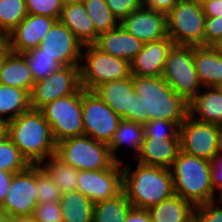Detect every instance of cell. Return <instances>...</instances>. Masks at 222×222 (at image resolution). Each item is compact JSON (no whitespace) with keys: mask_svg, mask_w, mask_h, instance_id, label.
<instances>
[{"mask_svg":"<svg viewBox=\"0 0 222 222\" xmlns=\"http://www.w3.org/2000/svg\"><path fill=\"white\" fill-rule=\"evenodd\" d=\"M134 86L133 113L130 121L145 124L162 119L183 122L188 115V103L160 77L132 75Z\"/></svg>","mask_w":222,"mask_h":222,"instance_id":"6da1fadb","label":"cell"},{"mask_svg":"<svg viewBox=\"0 0 222 222\" xmlns=\"http://www.w3.org/2000/svg\"><path fill=\"white\" fill-rule=\"evenodd\" d=\"M8 137L30 165H40L56 151L51 126L38 109L30 108L9 121Z\"/></svg>","mask_w":222,"mask_h":222,"instance_id":"7a4b0ae2","label":"cell"},{"mask_svg":"<svg viewBox=\"0 0 222 222\" xmlns=\"http://www.w3.org/2000/svg\"><path fill=\"white\" fill-rule=\"evenodd\" d=\"M122 171V191L135 208L148 210L175 194L169 168L137 163L134 171L128 164Z\"/></svg>","mask_w":222,"mask_h":222,"instance_id":"3957f363","label":"cell"},{"mask_svg":"<svg viewBox=\"0 0 222 222\" xmlns=\"http://www.w3.org/2000/svg\"><path fill=\"white\" fill-rule=\"evenodd\" d=\"M169 169L175 194L194 207L215 201L211 161L180 151Z\"/></svg>","mask_w":222,"mask_h":222,"instance_id":"277c9868","label":"cell"},{"mask_svg":"<svg viewBox=\"0 0 222 222\" xmlns=\"http://www.w3.org/2000/svg\"><path fill=\"white\" fill-rule=\"evenodd\" d=\"M55 155L64 163L81 170L110 168L114 160L108 144L86 136H75L56 144Z\"/></svg>","mask_w":222,"mask_h":222,"instance_id":"5b68a950","label":"cell"},{"mask_svg":"<svg viewBox=\"0 0 222 222\" xmlns=\"http://www.w3.org/2000/svg\"><path fill=\"white\" fill-rule=\"evenodd\" d=\"M80 63L81 86L94 91L99 85L131 76L130 62L104 53L93 44L83 45ZM85 53V54H84ZM86 61V62H85Z\"/></svg>","mask_w":222,"mask_h":222,"instance_id":"8992f818","label":"cell"},{"mask_svg":"<svg viewBox=\"0 0 222 222\" xmlns=\"http://www.w3.org/2000/svg\"><path fill=\"white\" fill-rule=\"evenodd\" d=\"M161 77L189 104L203 88L194 65V46L173 45Z\"/></svg>","mask_w":222,"mask_h":222,"instance_id":"52a82bcc","label":"cell"},{"mask_svg":"<svg viewBox=\"0 0 222 222\" xmlns=\"http://www.w3.org/2000/svg\"><path fill=\"white\" fill-rule=\"evenodd\" d=\"M205 18L202 4L178 0L167 14V33L174 45L204 46Z\"/></svg>","mask_w":222,"mask_h":222,"instance_id":"ba28073f","label":"cell"},{"mask_svg":"<svg viewBox=\"0 0 222 222\" xmlns=\"http://www.w3.org/2000/svg\"><path fill=\"white\" fill-rule=\"evenodd\" d=\"M40 110L51 126L56 143L84 135L82 88L76 93L46 104Z\"/></svg>","mask_w":222,"mask_h":222,"instance_id":"9c48e42d","label":"cell"},{"mask_svg":"<svg viewBox=\"0 0 222 222\" xmlns=\"http://www.w3.org/2000/svg\"><path fill=\"white\" fill-rule=\"evenodd\" d=\"M82 112L84 135L109 145L122 118L94 91L83 88Z\"/></svg>","mask_w":222,"mask_h":222,"instance_id":"30bf717a","label":"cell"},{"mask_svg":"<svg viewBox=\"0 0 222 222\" xmlns=\"http://www.w3.org/2000/svg\"><path fill=\"white\" fill-rule=\"evenodd\" d=\"M82 88L80 65L61 66L44 80L34 83L30 91V107L40 110L58 98L78 92Z\"/></svg>","mask_w":222,"mask_h":222,"instance_id":"8fae6325","label":"cell"},{"mask_svg":"<svg viewBox=\"0 0 222 222\" xmlns=\"http://www.w3.org/2000/svg\"><path fill=\"white\" fill-rule=\"evenodd\" d=\"M181 151L211 161L220 152L219 125L201 122L189 114L180 125Z\"/></svg>","mask_w":222,"mask_h":222,"instance_id":"7c38bea8","label":"cell"},{"mask_svg":"<svg viewBox=\"0 0 222 222\" xmlns=\"http://www.w3.org/2000/svg\"><path fill=\"white\" fill-rule=\"evenodd\" d=\"M36 165L14 173L1 210L8 218L30 216L38 205Z\"/></svg>","mask_w":222,"mask_h":222,"instance_id":"4fadbf2b","label":"cell"},{"mask_svg":"<svg viewBox=\"0 0 222 222\" xmlns=\"http://www.w3.org/2000/svg\"><path fill=\"white\" fill-rule=\"evenodd\" d=\"M122 163L103 170L78 171L77 190L94 203L114 198L122 192Z\"/></svg>","mask_w":222,"mask_h":222,"instance_id":"5bb4252c","label":"cell"},{"mask_svg":"<svg viewBox=\"0 0 222 222\" xmlns=\"http://www.w3.org/2000/svg\"><path fill=\"white\" fill-rule=\"evenodd\" d=\"M83 44L59 20L39 44L41 54L54 58L61 66L80 65Z\"/></svg>","mask_w":222,"mask_h":222,"instance_id":"9a60e30c","label":"cell"},{"mask_svg":"<svg viewBox=\"0 0 222 222\" xmlns=\"http://www.w3.org/2000/svg\"><path fill=\"white\" fill-rule=\"evenodd\" d=\"M123 28L142 42H152L168 37L167 14L140 7L124 18Z\"/></svg>","mask_w":222,"mask_h":222,"instance_id":"2e32d148","label":"cell"},{"mask_svg":"<svg viewBox=\"0 0 222 222\" xmlns=\"http://www.w3.org/2000/svg\"><path fill=\"white\" fill-rule=\"evenodd\" d=\"M57 20L49 16L30 15L8 35V48L15 53H25L37 48L45 34Z\"/></svg>","mask_w":222,"mask_h":222,"instance_id":"e0dca14e","label":"cell"},{"mask_svg":"<svg viewBox=\"0 0 222 222\" xmlns=\"http://www.w3.org/2000/svg\"><path fill=\"white\" fill-rule=\"evenodd\" d=\"M173 45L169 37L144 43L142 50L130 62L131 75L160 77Z\"/></svg>","mask_w":222,"mask_h":222,"instance_id":"ac0fdd59","label":"cell"},{"mask_svg":"<svg viewBox=\"0 0 222 222\" xmlns=\"http://www.w3.org/2000/svg\"><path fill=\"white\" fill-rule=\"evenodd\" d=\"M94 92L122 119L130 121L133 113L134 86L132 75L128 78L105 82Z\"/></svg>","mask_w":222,"mask_h":222,"instance_id":"d6986e66","label":"cell"},{"mask_svg":"<svg viewBox=\"0 0 222 222\" xmlns=\"http://www.w3.org/2000/svg\"><path fill=\"white\" fill-rule=\"evenodd\" d=\"M93 45L104 53L129 62L142 50L144 42L127 32L121 24L100 33Z\"/></svg>","mask_w":222,"mask_h":222,"instance_id":"ffe728a7","label":"cell"},{"mask_svg":"<svg viewBox=\"0 0 222 222\" xmlns=\"http://www.w3.org/2000/svg\"><path fill=\"white\" fill-rule=\"evenodd\" d=\"M180 151V138H144L136 158L142 165L170 168Z\"/></svg>","mask_w":222,"mask_h":222,"instance_id":"44dd1931","label":"cell"},{"mask_svg":"<svg viewBox=\"0 0 222 222\" xmlns=\"http://www.w3.org/2000/svg\"><path fill=\"white\" fill-rule=\"evenodd\" d=\"M59 21L64 24L75 37L83 44H93L98 36L92 21L82 2L74 1L63 3Z\"/></svg>","mask_w":222,"mask_h":222,"instance_id":"7402d4cb","label":"cell"},{"mask_svg":"<svg viewBox=\"0 0 222 222\" xmlns=\"http://www.w3.org/2000/svg\"><path fill=\"white\" fill-rule=\"evenodd\" d=\"M202 89L203 92L189 102L188 114L201 122L222 125V90L219 87ZM195 115H199V119Z\"/></svg>","mask_w":222,"mask_h":222,"instance_id":"603a6c76","label":"cell"},{"mask_svg":"<svg viewBox=\"0 0 222 222\" xmlns=\"http://www.w3.org/2000/svg\"><path fill=\"white\" fill-rule=\"evenodd\" d=\"M194 65L202 87L222 85V56L211 46H194Z\"/></svg>","mask_w":222,"mask_h":222,"instance_id":"cb8c5ba5","label":"cell"},{"mask_svg":"<svg viewBox=\"0 0 222 222\" xmlns=\"http://www.w3.org/2000/svg\"><path fill=\"white\" fill-rule=\"evenodd\" d=\"M34 83L24 53L12 52L7 47V58L0 74V84L18 87L30 93Z\"/></svg>","mask_w":222,"mask_h":222,"instance_id":"d4e9b609","label":"cell"},{"mask_svg":"<svg viewBox=\"0 0 222 222\" xmlns=\"http://www.w3.org/2000/svg\"><path fill=\"white\" fill-rule=\"evenodd\" d=\"M194 206L177 194L148 209L152 222H193Z\"/></svg>","mask_w":222,"mask_h":222,"instance_id":"484cf974","label":"cell"},{"mask_svg":"<svg viewBox=\"0 0 222 222\" xmlns=\"http://www.w3.org/2000/svg\"><path fill=\"white\" fill-rule=\"evenodd\" d=\"M63 222H92L94 202L78 190L61 195Z\"/></svg>","mask_w":222,"mask_h":222,"instance_id":"4316f807","label":"cell"},{"mask_svg":"<svg viewBox=\"0 0 222 222\" xmlns=\"http://www.w3.org/2000/svg\"><path fill=\"white\" fill-rule=\"evenodd\" d=\"M144 140L143 124L122 119L118 124V128L114 133L113 139L109 144L110 152L114 160L122 163L120 158H117L116 151L118 148L128 143L129 147L134 150L136 158L141 150L142 142Z\"/></svg>","mask_w":222,"mask_h":222,"instance_id":"83f0119b","label":"cell"},{"mask_svg":"<svg viewBox=\"0 0 222 222\" xmlns=\"http://www.w3.org/2000/svg\"><path fill=\"white\" fill-rule=\"evenodd\" d=\"M30 108L27 90L0 84V118L11 121Z\"/></svg>","mask_w":222,"mask_h":222,"instance_id":"f1b7e54d","label":"cell"},{"mask_svg":"<svg viewBox=\"0 0 222 222\" xmlns=\"http://www.w3.org/2000/svg\"><path fill=\"white\" fill-rule=\"evenodd\" d=\"M132 207L122 191L114 198L94 203L92 222H125Z\"/></svg>","mask_w":222,"mask_h":222,"instance_id":"f546056e","label":"cell"},{"mask_svg":"<svg viewBox=\"0 0 222 222\" xmlns=\"http://www.w3.org/2000/svg\"><path fill=\"white\" fill-rule=\"evenodd\" d=\"M49 159V160H48ZM42 162L40 166L48 173L60 193L77 190L78 171L69 164L61 161L55 154ZM45 163V165L43 164Z\"/></svg>","mask_w":222,"mask_h":222,"instance_id":"4dcf8cb0","label":"cell"},{"mask_svg":"<svg viewBox=\"0 0 222 222\" xmlns=\"http://www.w3.org/2000/svg\"><path fill=\"white\" fill-rule=\"evenodd\" d=\"M94 30L100 34L113 30L120 22L113 15L105 0H82Z\"/></svg>","mask_w":222,"mask_h":222,"instance_id":"1f68e13d","label":"cell"},{"mask_svg":"<svg viewBox=\"0 0 222 222\" xmlns=\"http://www.w3.org/2000/svg\"><path fill=\"white\" fill-rule=\"evenodd\" d=\"M26 16L25 0H0V32L9 35Z\"/></svg>","mask_w":222,"mask_h":222,"instance_id":"d6a6232c","label":"cell"},{"mask_svg":"<svg viewBox=\"0 0 222 222\" xmlns=\"http://www.w3.org/2000/svg\"><path fill=\"white\" fill-rule=\"evenodd\" d=\"M24 55L35 82L46 79L61 67L54 58L41 54V49L38 47L26 51Z\"/></svg>","mask_w":222,"mask_h":222,"instance_id":"836d02e7","label":"cell"},{"mask_svg":"<svg viewBox=\"0 0 222 222\" xmlns=\"http://www.w3.org/2000/svg\"><path fill=\"white\" fill-rule=\"evenodd\" d=\"M29 165L9 137L0 142V170L18 173Z\"/></svg>","mask_w":222,"mask_h":222,"instance_id":"e575fe53","label":"cell"},{"mask_svg":"<svg viewBox=\"0 0 222 222\" xmlns=\"http://www.w3.org/2000/svg\"><path fill=\"white\" fill-rule=\"evenodd\" d=\"M36 185L38 203L60 202L62 194L59 188L40 165H36Z\"/></svg>","mask_w":222,"mask_h":222,"instance_id":"d590c367","label":"cell"},{"mask_svg":"<svg viewBox=\"0 0 222 222\" xmlns=\"http://www.w3.org/2000/svg\"><path fill=\"white\" fill-rule=\"evenodd\" d=\"M183 122H171L154 119L143 124L144 138H180V125Z\"/></svg>","mask_w":222,"mask_h":222,"instance_id":"8d00e7d4","label":"cell"},{"mask_svg":"<svg viewBox=\"0 0 222 222\" xmlns=\"http://www.w3.org/2000/svg\"><path fill=\"white\" fill-rule=\"evenodd\" d=\"M27 14L49 16L57 21L63 8L61 0H25Z\"/></svg>","mask_w":222,"mask_h":222,"instance_id":"74e56055","label":"cell"},{"mask_svg":"<svg viewBox=\"0 0 222 222\" xmlns=\"http://www.w3.org/2000/svg\"><path fill=\"white\" fill-rule=\"evenodd\" d=\"M61 207L59 202L38 203L32 216L36 222H63Z\"/></svg>","mask_w":222,"mask_h":222,"instance_id":"f35d334b","label":"cell"},{"mask_svg":"<svg viewBox=\"0 0 222 222\" xmlns=\"http://www.w3.org/2000/svg\"><path fill=\"white\" fill-rule=\"evenodd\" d=\"M193 222H222V206L216 200L194 208Z\"/></svg>","mask_w":222,"mask_h":222,"instance_id":"ab89813d","label":"cell"},{"mask_svg":"<svg viewBox=\"0 0 222 222\" xmlns=\"http://www.w3.org/2000/svg\"><path fill=\"white\" fill-rule=\"evenodd\" d=\"M105 2L119 22L141 7V0H105Z\"/></svg>","mask_w":222,"mask_h":222,"instance_id":"60d3db41","label":"cell"},{"mask_svg":"<svg viewBox=\"0 0 222 222\" xmlns=\"http://www.w3.org/2000/svg\"><path fill=\"white\" fill-rule=\"evenodd\" d=\"M222 38V15L206 17L204 26V46H211Z\"/></svg>","mask_w":222,"mask_h":222,"instance_id":"b9f144b4","label":"cell"},{"mask_svg":"<svg viewBox=\"0 0 222 222\" xmlns=\"http://www.w3.org/2000/svg\"><path fill=\"white\" fill-rule=\"evenodd\" d=\"M212 185L214 191L222 193V152H219L212 160Z\"/></svg>","mask_w":222,"mask_h":222,"instance_id":"7bdbcfd3","label":"cell"},{"mask_svg":"<svg viewBox=\"0 0 222 222\" xmlns=\"http://www.w3.org/2000/svg\"><path fill=\"white\" fill-rule=\"evenodd\" d=\"M178 0H141V7L168 14Z\"/></svg>","mask_w":222,"mask_h":222,"instance_id":"ee69618b","label":"cell"},{"mask_svg":"<svg viewBox=\"0 0 222 222\" xmlns=\"http://www.w3.org/2000/svg\"><path fill=\"white\" fill-rule=\"evenodd\" d=\"M202 8L206 17H219L222 15V0H206Z\"/></svg>","mask_w":222,"mask_h":222,"instance_id":"f6af8a7d","label":"cell"},{"mask_svg":"<svg viewBox=\"0 0 222 222\" xmlns=\"http://www.w3.org/2000/svg\"><path fill=\"white\" fill-rule=\"evenodd\" d=\"M125 222H152V220L148 210L132 207Z\"/></svg>","mask_w":222,"mask_h":222,"instance_id":"bcb514c9","label":"cell"},{"mask_svg":"<svg viewBox=\"0 0 222 222\" xmlns=\"http://www.w3.org/2000/svg\"><path fill=\"white\" fill-rule=\"evenodd\" d=\"M14 173L0 170V205L4 202Z\"/></svg>","mask_w":222,"mask_h":222,"instance_id":"7dc6e473","label":"cell"},{"mask_svg":"<svg viewBox=\"0 0 222 222\" xmlns=\"http://www.w3.org/2000/svg\"><path fill=\"white\" fill-rule=\"evenodd\" d=\"M9 134V121L0 118V142L5 140Z\"/></svg>","mask_w":222,"mask_h":222,"instance_id":"c3c4849f","label":"cell"},{"mask_svg":"<svg viewBox=\"0 0 222 222\" xmlns=\"http://www.w3.org/2000/svg\"><path fill=\"white\" fill-rule=\"evenodd\" d=\"M10 222H36L32 215L30 216H18L10 218Z\"/></svg>","mask_w":222,"mask_h":222,"instance_id":"681fc988","label":"cell"},{"mask_svg":"<svg viewBox=\"0 0 222 222\" xmlns=\"http://www.w3.org/2000/svg\"><path fill=\"white\" fill-rule=\"evenodd\" d=\"M8 47V35L0 32V54Z\"/></svg>","mask_w":222,"mask_h":222,"instance_id":"f907efd6","label":"cell"},{"mask_svg":"<svg viewBox=\"0 0 222 222\" xmlns=\"http://www.w3.org/2000/svg\"><path fill=\"white\" fill-rule=\"evenodd\" d=\"M211 47L222 56V38L218 39L215 43L211 45Z\"/></svg>","mask_w":222,"mask_h":222,"instance_id":"816d5d0a","label":"cell"},{"mask_svg":"<svg viewBox=\"0 0 222 222\" xmlns=\"http://www.w3.org/2000/svg\"><path fill=\"white\" fill-rule=\"evenodd\" d=\"M7 58V48L0 54V74Z\"/></svg>","mask_w":222,"mask_h":222,"instance_id":"f5cc1de1","label":"cell"},{"mask_svg":"<svg viewBox=\"0 0 222 222\" xmlns=\"http://www.w3.org/2000/svg\"><path fill=\"white\" fill-rule=\"evenodd\" d=\"M219 149L222 152V125H219Z\"/></svg>","mask_w":222,"mask_h":222,"instance_id":"db71d44e","label":"cell"},{"mask_svg":"<svg viewBox=\"0 0 222 222\" xmlns=\"http://www.w3.org/2000/svg\"><path fill=\"white\" fill-rule=\"evenodd\" d=\"M0 222H10V218L4 212H0Z\"/></svg>","mask_w":222,"mask_h":222,"instance_id":"11a10c76","label":"cell"},{"mask_svg":"<svg viewBox=\"0 0 222 222\" xmlns=\"http://www.w3.org/2000/svg\"><path fill=\"white\" fill-rule=\"evenodd\" d=\"M217 202H222V193L216 197Z\"/></svg>","mask_w":222,"mask_h":222,"instance_id":"9f6ffc18","label":"cell"},{"mask_svg":"<svg viewBox=\"0 0 222 222\" xmlns=\"http://www.w3.org/2000/svg\"><path fill=\"white\" fill-rule=\"evenodd\" d=\"M63 3H67V2H74V1H80V0H61Z\"/></svg>","mask_w":222,"mask_h":222,"instance_id":"6f0895ef","label":"cell"},{"mask_svg":"<svg viewBox=\"0 0 222 222\" xmlns=\"http://www.w3.org/2000/svg\"><path fill=\"white\" fill-rule=\"evenodd\" d=\"M192 1H195V2H198V3H203L204 1H206V0H192Z\"/></svg>","mask_w":222,"mask_h":222,"instance_id":"680465c9","label":"cell"}]
</instances>
